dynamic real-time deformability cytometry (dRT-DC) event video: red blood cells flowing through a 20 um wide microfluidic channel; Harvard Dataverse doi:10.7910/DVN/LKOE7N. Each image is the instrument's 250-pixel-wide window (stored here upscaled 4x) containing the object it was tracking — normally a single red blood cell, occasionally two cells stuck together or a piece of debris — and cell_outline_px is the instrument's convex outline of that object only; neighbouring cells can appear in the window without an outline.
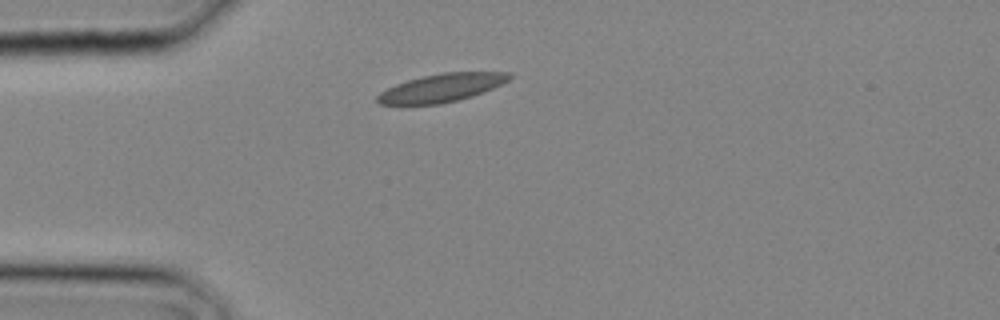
{"species": "common noctule bat (a hibernating species)", "species_latin": "Nyctalus noctula", "temperature_condition": "cold", "stored_images_in_passage": 1, "camera_frame_rate_fps": 3000, "um_per_image_px": 0.085, "animal": {"sex": "male", "body_mass_g": 20.4}, "frame": {"image": 1, "passage_image": 1, "time_ms": 0.0, "image_size_px": [1000, 320], "cell_outline_px": [[512, 76], [508, 80], [492, 88], [472, 96], [440, 104], [380, 104], [376, 100], [376, 96], [380, 92], [396, 84], [408, 80], [424, 76], [444, 72], [512, 72]], "centroid_in_image_um": [37.53, 7.46], "position_along_channel_um": 47.5, "area_um2": 21.33}}